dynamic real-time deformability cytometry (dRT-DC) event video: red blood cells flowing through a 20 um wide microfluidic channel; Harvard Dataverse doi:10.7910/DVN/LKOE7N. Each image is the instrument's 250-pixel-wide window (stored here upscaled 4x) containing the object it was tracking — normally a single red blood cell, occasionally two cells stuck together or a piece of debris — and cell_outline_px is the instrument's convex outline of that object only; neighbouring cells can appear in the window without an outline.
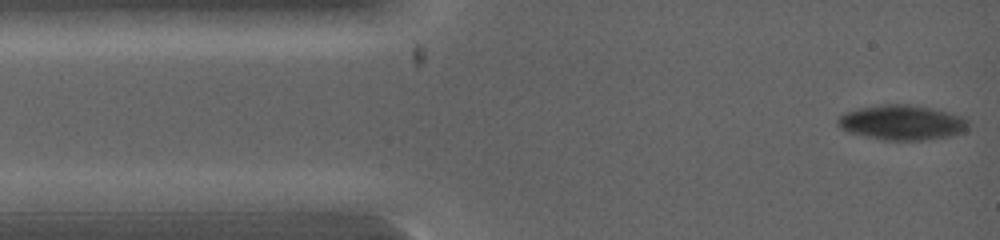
{"species": "common noctule bat (a hibernating species)", "species_latin": "Nyctalus noctula", "temperature_condition": "warm", "stored_images_in_passage": 47, "camera_frame_rate_fps": 5000, "um_per_image_px": 0.085, "animal": {"sex": "female", "body_mass_g": 19.0, "forearm_length_mm": 53.3}, "frame": {"image": 1, "passage_image": 1, "time_ms": 0.0, "image_size_px": [1000, 240], "cell_outline_px": [[968, 128], [964, 132], [952, 136], [924, 140], [884, 140], [848, 132], [840, 128], [836, 124], [836, 120], [844, 112], [856, 108], [884, 104], [912, 104], [948, 112], [964, 116], [968, 120]], "centroid_in_image_um": [76.67, 10.41], "position_along_channel_um": 8.3, "area_um2": 26.88}}
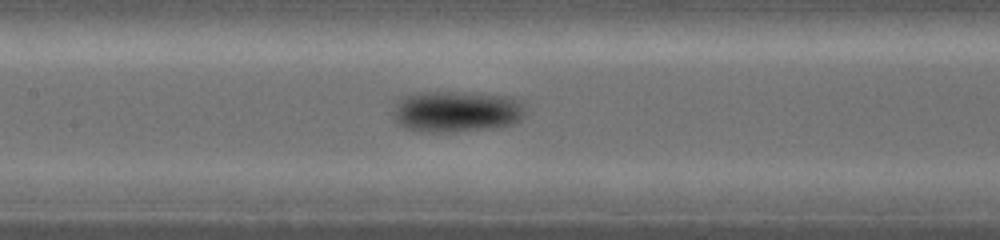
{"frame": {"image": 2, "passage_image": 20, "time_ms": 3.8, "image_size_px": [1000, 240], "cell_outline_px": [[524, 116], [520, 120], [512, 124], [492, 128], [448, 132], [432, 132], [404, 128], [392, 116], [392, 104], [396, 100], [404, 96], [416, 92], [476, 92], [512, 96], [524, 100]], "centroid_in_image_um": [38.81, 9.45], "position_along_channel_um": 168.6, "area_um2": 32.54}}
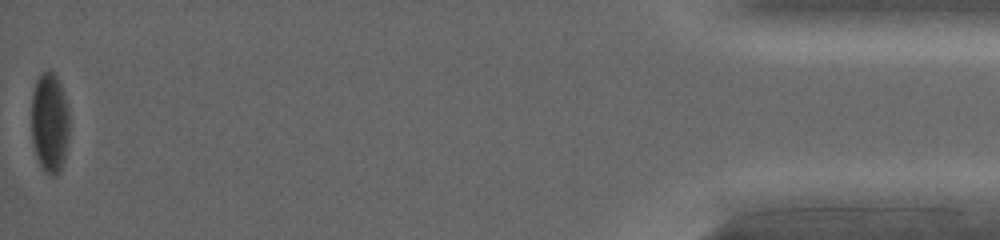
{"frame": {"image": 3, "passage_image": 47, "time_ms": 10.2, "image_size_px": [1000, 240], "cell_outline_px": [[68, 140], [64, 160], [60, 172], [56, 176], [52, 176], [44, 172], [36, 156], [32, 144], [32, 92], [36, 80], [40, 72], [48, 68], [56, 76], [60, 84], [68, 108]], "centroid_in_image_um": [4.21, 10.43], "position_along_channel_um": 431.0, "area_um2": 22.37}}